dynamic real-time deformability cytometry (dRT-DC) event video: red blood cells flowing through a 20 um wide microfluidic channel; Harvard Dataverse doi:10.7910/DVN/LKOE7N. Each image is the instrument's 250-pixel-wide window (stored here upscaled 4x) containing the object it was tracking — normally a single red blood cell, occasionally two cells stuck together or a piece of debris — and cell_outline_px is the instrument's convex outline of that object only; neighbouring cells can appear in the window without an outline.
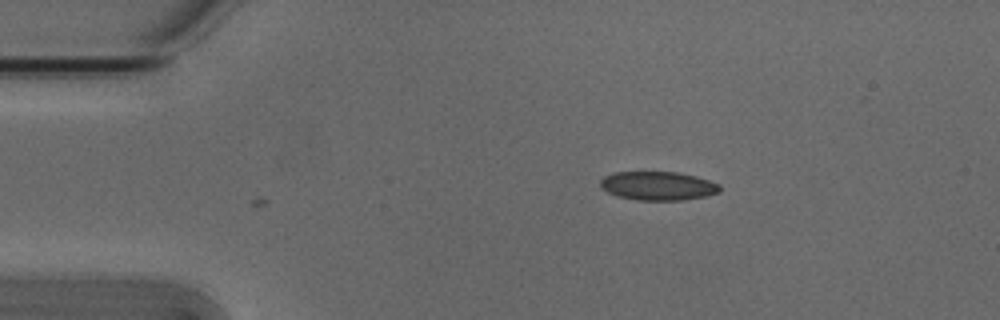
{"species": "Egyptian fruit bat (a non-hibernating species)", "species_latin": "Rousettus aegyptiacus", "temperature_condition": "cold", "stored_images_in_passage": 2, "camera_frame_rate_fps": 3000, "um_per_image_px": 0.085, "animal": {"sex": "male"}, "frame": {"image": 1, "passage_image": 1, "time_ms": 0.0, "image_size_px": [1000, 320], "cell_outline_px": [[720, 192], [704, 196], [684, 200], [636, 200], [616, 196], [600, 188], [600, 180], [604, 176], [612, 172], [680, 172], [696, 176], [720, 184]], "centroid_in_image_um": [55.9, 15.79], "position_along_channel_um": 29.1, "area_um2": 20.17}}